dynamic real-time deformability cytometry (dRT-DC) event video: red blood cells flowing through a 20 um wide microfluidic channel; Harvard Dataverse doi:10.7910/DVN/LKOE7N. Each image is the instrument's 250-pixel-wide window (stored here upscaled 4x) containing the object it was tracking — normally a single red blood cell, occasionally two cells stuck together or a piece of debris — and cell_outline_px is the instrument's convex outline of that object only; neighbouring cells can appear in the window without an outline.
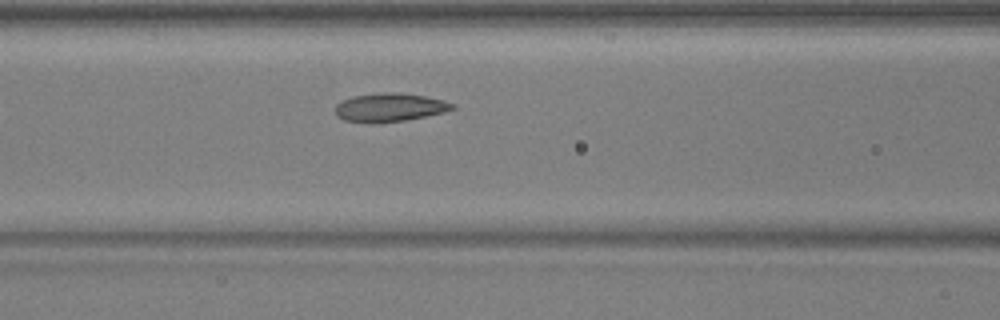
{"species": "common noctule bat (a hibernating species)", "species_latin": "Nyctalus noctula", "temperature_condition": "warm", "stored_images_in_passage": 29, "camera_frame_rate_fps": 3000, "um_per_image_px": 0.085, "animal": {"sex": "male", "body_mass_g": 17.9, "forearm_length_mm": 54.2}, "frame": {"image": 1, "passage_image": 8, "time_ms": 2.333, "image_size_px": [1000, 320], "cell_outline_px": [[456, 108], [444, 112], [404, 120], [372, 124], [344, 120], [336, 116], [336, 104], [352, 96], [384, 92], [396, 92], [424, 96], [444, 100], [456, 104]], "centroid_in_image_um": [33.12, 9.13], "position_along_channel_um": 133.5, "area_um2": 19.48}}
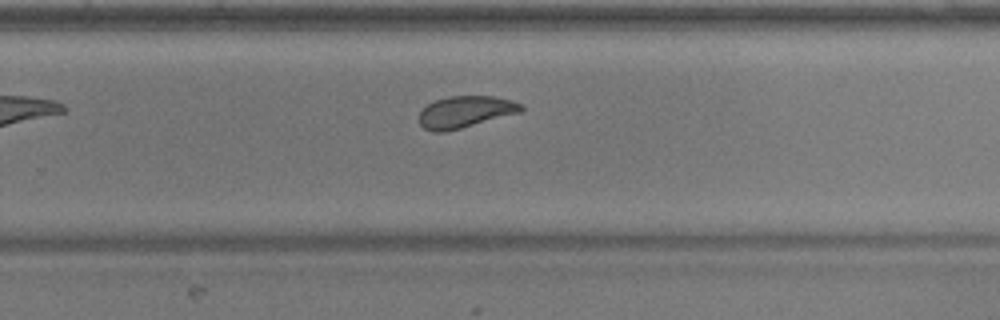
{"frame": {"image": 2, "passage_image": 20, "time_ms": 6.333, "image_size_px": [1000, 320], "cell_outline_px": [[524, 112], [444, 132], [432, 132], [424, 128], [420, 124], [420, 112], [428, 104], [436, 100], [448, 96], [492, 96], [512, 100], [524, 104]], "centroid_in_image_um": [39.61, 9.51], "position_along_channel_um": 290.2, "area_um2": 18.96}}
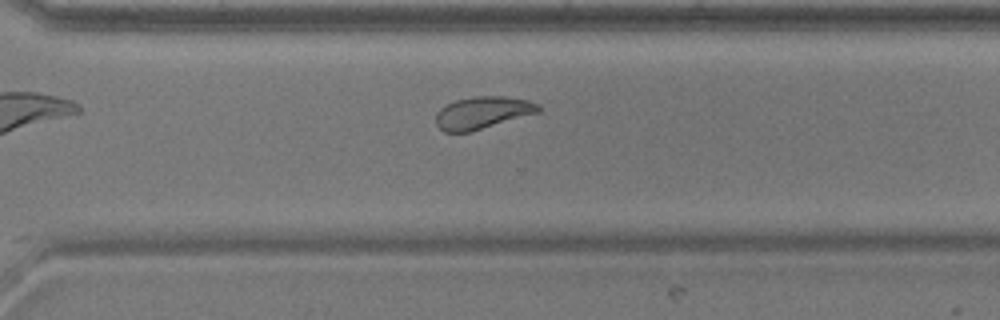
{"frame": {"image": 3, "passage_image": 23, "time_ms": 7.333, "image_size_px": [1000, 320], "cell_outline_px": [[540, 112], [468, 132], [444, 132], [436, 124], [436, 112], [440, 108], [456, 100], [476, 96], [504, 96], [528, 100], [536, 104], [540, 108]], "centroid_in_image_um": [40.99, 9.57], "position_along_channel_um": 329.6, "area_um2": 19.02}}